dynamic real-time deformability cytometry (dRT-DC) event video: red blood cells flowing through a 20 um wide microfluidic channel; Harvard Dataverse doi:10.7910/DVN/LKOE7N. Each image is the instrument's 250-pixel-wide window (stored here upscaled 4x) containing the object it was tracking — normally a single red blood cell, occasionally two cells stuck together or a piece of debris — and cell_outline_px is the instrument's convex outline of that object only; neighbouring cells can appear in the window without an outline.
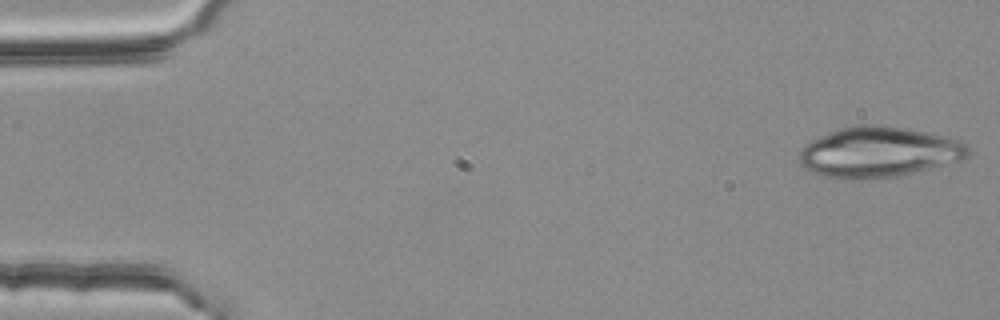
{"species": "common noctule bat (a hibernating species)", "species_latin": "Nyctalus noctula", "temperature_condition": "room temperature", "stored_images_in_passage": 53, "camera_frame_rate_fps": 3000, "um_per_image_px": 0.085, "animal": {"sex": "female", "body_mass_g": 25.1}, "frame": {"image": 1, "passage_image": 1, "time_ms": 0.0, "image_size_px": [1000, 320], "cell_outline_px": [[968, 156], [960, 160], [896, 176], [844, 180], [840, 180], [820, 176], [804, 168], [800, 160], [800, 148], [804, 144], [820, 136], [840, 128], [868, 124], [876, 124], [908, 128], [960, 140], [968, 148]], "centroid_in_image_um": [74.62, 12.93], "position_along_channel_um": 10.4, "area_um2": 49.3}}
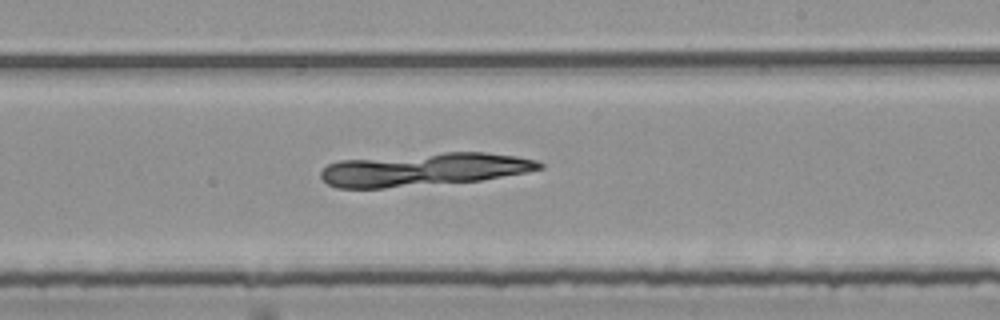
{"frame": {"image": 2, "passage_image": 31, "time_ms": 10.0, "image_size_px": [1000, 320], "cell_outline_px": [[544, 168], [528, 172], [480, 180], [384, 188], [336, 188], [328, 184], [320, 176], [320, 172], [328, 164], [340, 160], [444, 152], [484, 152], [516, 156], [536, 160], [544, 164]], "centroid_in_image_um": [36.05, 14.4], "position_along_channel_um": 253.0, "area_um2": 41.96}}
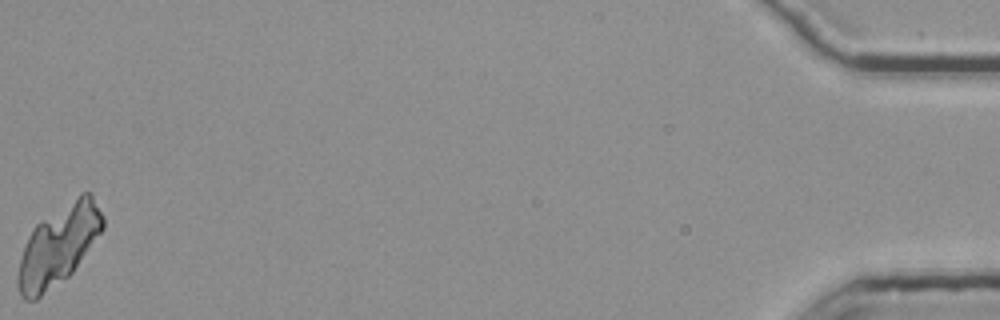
{"frame": {"image": 3, "passage_image": 53, "time_ms": 17.333, "image_size_px": [1000, 320], "cell_outline_px": [[104, 228], [72, 272], [68, 276], [36, 300], [24, 300], [20, 296], [16, 276], [20, 260], [28, 236], [32, 228], [36, 224], [80, 192], [88, 192], [92, 196], [104, 216]], "centroid_in_image_um": [4.96, 20.86], "position_along_channel_um": 430.2, "area_um2": 39.19}}